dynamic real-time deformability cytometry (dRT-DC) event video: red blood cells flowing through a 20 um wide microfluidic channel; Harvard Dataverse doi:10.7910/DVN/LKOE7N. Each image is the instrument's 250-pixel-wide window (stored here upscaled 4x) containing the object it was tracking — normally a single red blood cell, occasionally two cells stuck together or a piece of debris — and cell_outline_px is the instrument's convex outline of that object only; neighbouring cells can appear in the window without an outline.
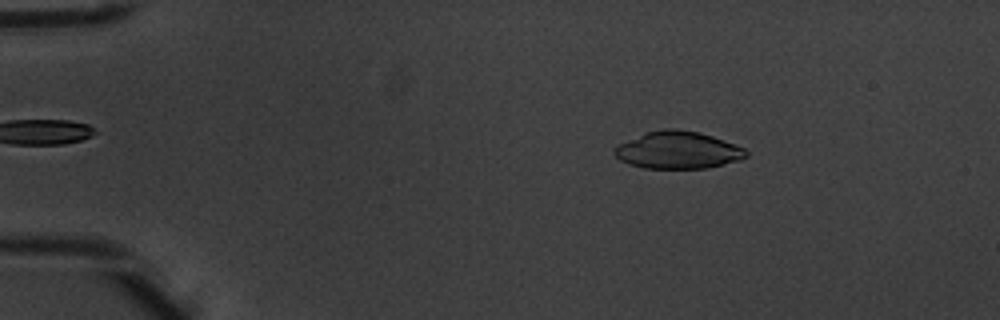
{"species": "common noctule bat (a hibernating species)", "species_latin": "Nyctalus noctula", "temperature_condition": "warm", "stored_images_in_passage": 4, "camera_frame_rate_fps": 3000, "um_per_image_px": 0.085, "animal": {"sex": "male", "body_mass_g": 20.1, "forearm_length_mm": 53.5}, "frame": {"image": 1, "passage_image": 2, "time_ms": 0.333, "image_size_px": [1000, 320], "cell_outline_px": [[748, 156], [740, 160], [708, 168], [644, 168], [628, 164], [620, 160], [612, 152], [612, 148], [644, 132], [664, 128], [676, 128], [700, 132], [736, 144], [744, 148], [748, 152]], "centroid_in_image_um": [57.62, 12.75], "position_along_channel_um": 27.4, "area_um2": 28.84}}